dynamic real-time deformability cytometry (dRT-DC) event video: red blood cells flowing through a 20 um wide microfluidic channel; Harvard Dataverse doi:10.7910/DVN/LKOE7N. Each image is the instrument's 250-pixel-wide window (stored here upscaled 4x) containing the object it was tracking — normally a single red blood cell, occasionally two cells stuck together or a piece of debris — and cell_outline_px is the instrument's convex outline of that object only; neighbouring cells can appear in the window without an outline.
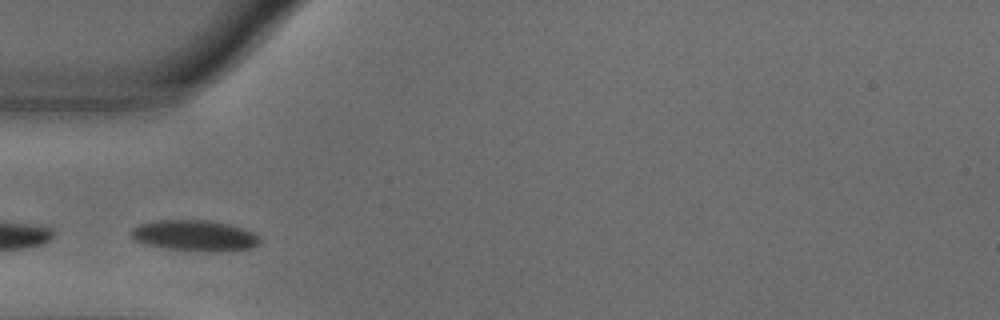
{"species": "common noctule bat (a hibernating species)", "species_latin": "Nyctalus noctula", "temperature_condition": "warm", "stored_images_in_passage": 39, "camera_frame_rate_fps": 3000, "um_per_image_px": 0.085, "animal": {"sex": "male", "body_mass_g": 18.8}, "frame": {"image": 1, "passage_image": 1, "time_ms": 0.0, "image_size_px": [1000, 320], "cell_outline_px": [[260, 244], [252, 248], [164, 248], [144, 244], [136, 240], [132, 236], [132, 228], [140, 224], [160, 220], [212, 220], [228, 224], [252, 232], [260, 236]], "centroid_in_image_um": [16.5, 19.96], "position_along_channel_um": 68.5, "area_um2": 21.79}}
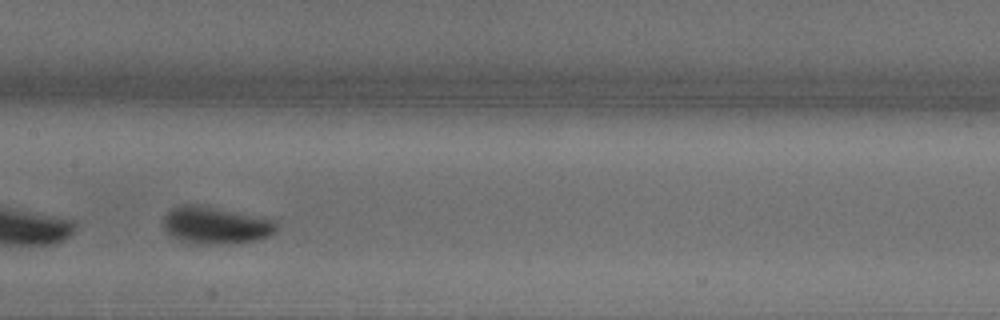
{"frame": {"image": 2, "passage_image": 11, "time_ms": 3.333, "image_size_px": [1000, 320], "cell_outline_px": [[276, 232], [268, 236], [256, 240], [212, 244], [188, 244], [176, 240], [164, 228], [164, 216], [172, 208], [180, 204], [200, 204], [276, 220]], "centroid_in_image_um": [18.29, 19.14], "position_along_channel_um": 189.1, "area_um2": 24.62}}
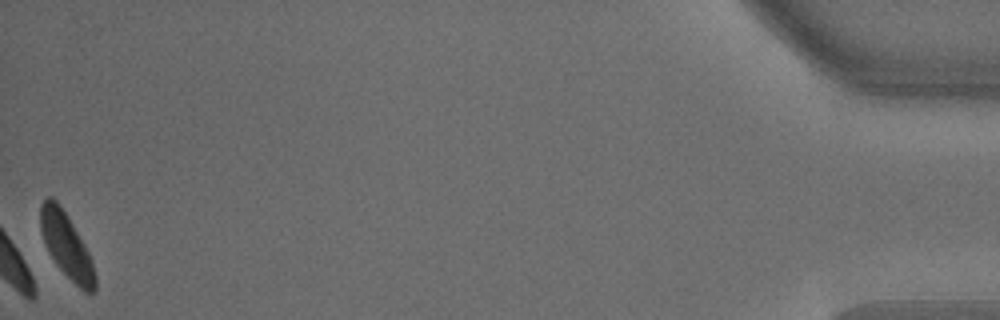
{"frame": {"image": 3, "passage_image": 39, "time_ms": 12.667, "image_size_px": [1000, 320], "cell_outline_px": [[96, 288], [92, 292], [84, 292], [56, 264], [48, 252], [44, 244], [40, 232], [40, 204], [48, 196], [52, 196], [60, 204], [68, 216], [84, 244], [92, 260], [96, 276]], "centroid_in_image_um": [5.63, 20.83], "position_along_channel_um": 429.6, "area_um2": 20.63}, "authors_computed_cell_mechanics": {"area_um2": 22.0218, "velocity_mm_per_s": 3.5998, "shape_relaxation_time_tau1_ms": 2.7168, "shape_relaxation_time_tau2_ms": null, "deformation_change_tau1": 0.1194, "deformation_change_tau2": null}}